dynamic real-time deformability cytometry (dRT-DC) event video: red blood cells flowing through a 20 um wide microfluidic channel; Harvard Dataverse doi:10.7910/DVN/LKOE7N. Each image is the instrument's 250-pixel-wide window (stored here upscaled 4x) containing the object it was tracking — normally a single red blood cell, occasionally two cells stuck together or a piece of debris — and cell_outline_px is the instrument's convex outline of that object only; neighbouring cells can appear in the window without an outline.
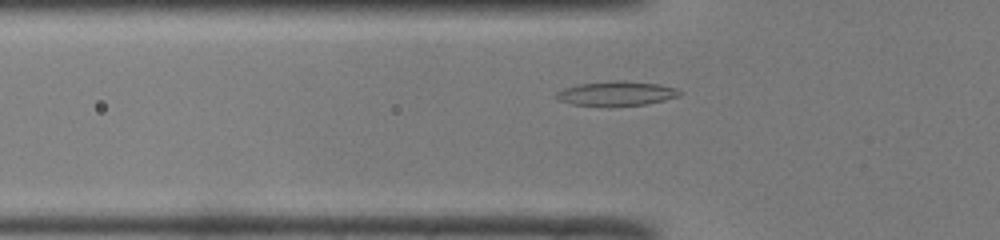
{"species": "common noctule bat (a hibernating species)", "species_latin": "Nyctalus noctula", "temperature_condition": "room temperature", "stored_images_in_passage": 36, "camera_frame_rate_fps": 3000, "um_per_image_px": 0.085, "animal": {"sex": "male", "body_mass_g": 19.0, "forearm_length_mm": 50.8}, "frame": {"image": 1, "passage_image": 3, "time_ms": 0.667, "image_size_px": [1000, 240], "cell_outline_px": [[684, 92], [680, 96], [664, 100], [644, 104], [572, 104], [556, 100], [556, 92], [564, 88], [580, 84], [616, 80], [624, 80], [660, 84], [676, 88]], "centroid_in_image_um": [52.44, 7.91], "position_along_channel_um": 73.4, "area_um2": 17.11}}
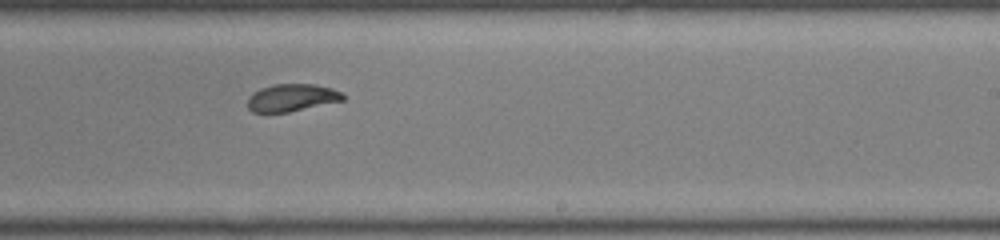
{"frame": {"image": 2, "passage_image": 17, "time_ms": 5.333, "image_size_px": [1000, 240], "cell_outline_px": [[344, 100], [288, 112], [252, 112], [248, 108], [248, 96], [252, 92], [260, 88], [272, 84], [316, 84], [332, 88], [344, 92]], "centroid_in_image_um": [24.8, 8.29], "position_along_channel_um": 264.2, "area_um2": 15.37}}
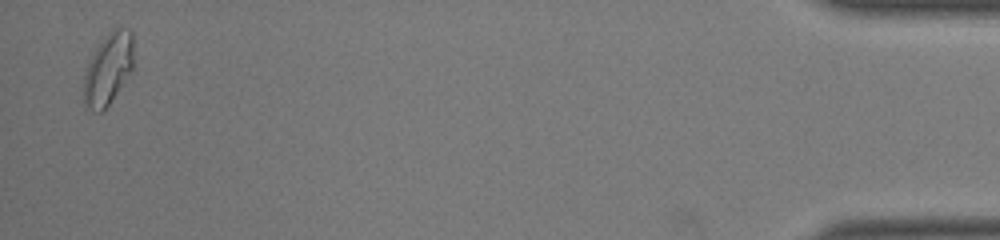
{"frame": {"image": 3, "passage_image": 35, "time_ms": 11.333, "image_size_px": [1000, 240], "cell_outline_px": [[132, 68], [108, 104], [100, 112], [92, 112], [84, 108], [84, 76], [88, 64], [96, 48], [104, 36], [112, 28], [128, 28], [132, 32]], "centroid_in_image_um": [9.16, 5.84], "position_along_channel_um": 426.0, "area_um2": 20.35}, "authors_computed_cell_mechanics": {"area_um2": 16.2707, "velocity_mm_per_s": 4.1012, "shape_relaxation_time_tau1_ms": 5.8133, "shape_relaxation_time_tau2_ms": 2.2502, "deformation_change_tau1": 0.2, "deformation_change_tau2": 0.0661}}